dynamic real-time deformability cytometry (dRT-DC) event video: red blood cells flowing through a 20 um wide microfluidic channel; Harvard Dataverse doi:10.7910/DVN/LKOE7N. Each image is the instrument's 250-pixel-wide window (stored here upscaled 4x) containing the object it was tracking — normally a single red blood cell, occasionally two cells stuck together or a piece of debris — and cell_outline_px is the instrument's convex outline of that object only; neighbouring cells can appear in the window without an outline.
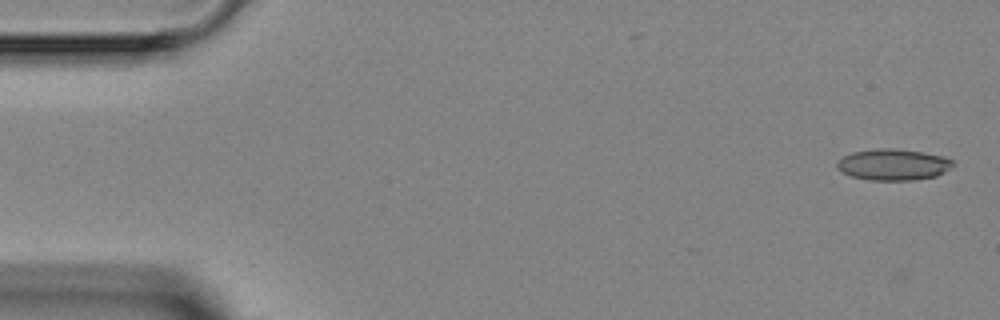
{"species": "Egyptian fruit bat (a non-hibernating species)", "species_latin": "Rousettus aegyptiacus", "temperature_condition": "room temperature", "stored_images_in_passage": 3, "camera_frame_rate_fps": 3000, "um_per_image_px": 0.085, "animal": {"sex": "female"}, "frame": {"image": 1, "passage_image": 1, "time_ms": 0.0, "image_size_px": [1000, 320], "cell_outline_px": [[956, 164], [944, 172], [936, 176], [912, 180], [868, 180], [852, 176], [844, 172], [836, 164], [844, 156], [852, 152], [876, 148], [896, 148], [924, 152], [944, 156], [952, 160]], "centroid_in_image_um": [75.98, 13.98], "position_along_channel_um": 9.0, "area_um2": 21.1}}